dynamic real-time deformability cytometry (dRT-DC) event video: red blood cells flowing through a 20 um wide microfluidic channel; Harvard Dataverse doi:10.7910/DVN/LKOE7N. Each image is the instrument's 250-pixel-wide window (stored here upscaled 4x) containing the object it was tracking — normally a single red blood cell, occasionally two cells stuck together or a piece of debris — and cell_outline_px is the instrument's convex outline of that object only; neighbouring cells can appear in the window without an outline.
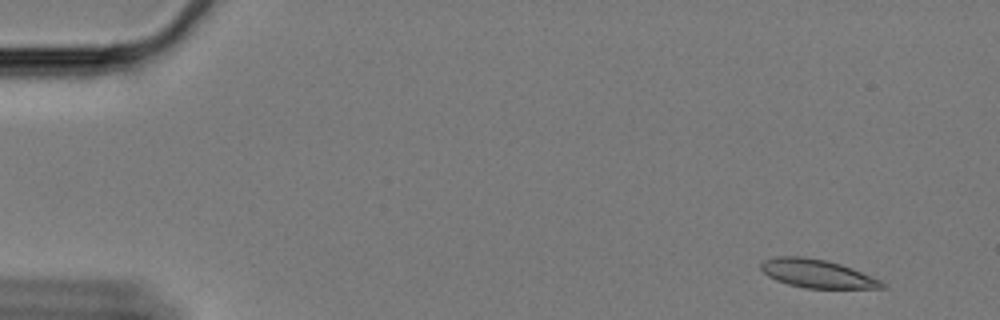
{"species": "Egyptian fruit bat (a non-hibernating species)", "species_latin": "Rousettus aegyptiacus", "temperature_condition": "cold", "stored_images_in_passage": 58, "camera_frame_rate_fps": 3000, "um_per_image_px": 0.085, "animal": {"sex": "female"}, "frame": {"image": 1, "passage_image": 1, "time_ms": 0.0, "image_size_px": [1000, 320], "cell_outline_px": [[884, 288], [804, 288], [788, 284], [776, 280], [768, 276], [760, 268], [760, 264], [764, 260], [776, 256], [804, 256], [828, 260], [852, 268], [880, 280], [884, 284]], "centroid_in_image_um": [69.41, 23.24], "position_along_channel_um": 15.6, "area_um2": 19.94}}
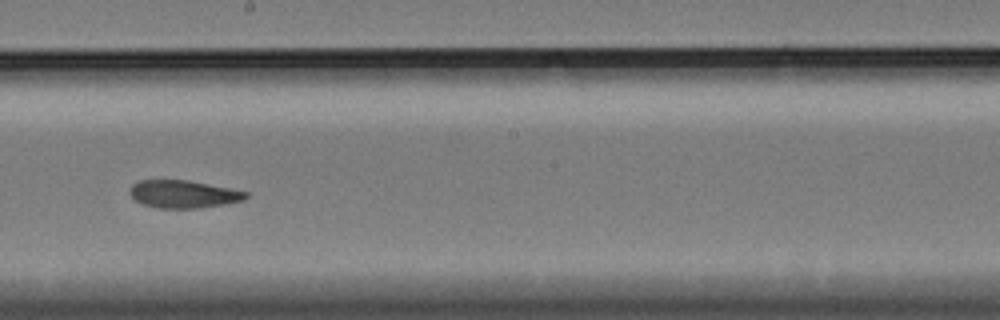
{"frame": {"image": 2, "passage_image": 31, "time_ms": 10.0, "image_size_px": [1000, 320], "cell_outline_px": [[248, 196], [244, 200], [224, 204], [200, 208], [156, 208], [144, 204], [136, 200], [128, 192], [132, 184], [140, 180], [188, 180], [232, 188], [248, 192]], "centroid_in_image_um": [15.61, 16.49], "position_along_channel_um": 232.6, "area_um2": 18.79}}
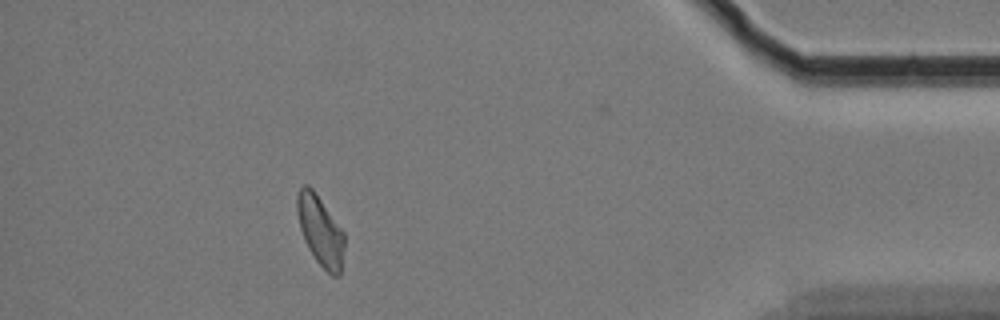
{"frame": {"image": 3, "passage_image": 51, "time_ms": 16.667, "image_size_px": [1000, 320], "cell_outline_px": [[344, 248], [340, 276], [332, 276], [316, 260], [308, 248], [304, 240], [300, 228], [296, 212], [296, 196], [300, 188], [304, 184], [308, 184], [312, 188], [344, 232]], "centroid_in_image_um": [27.21, 19.6], "position_along_channel_um": 408.0, "area_um2": 19.19}, "authors_computed_cell_mechanics": {"area_um2": 19.7387, "velocity_mm_per_s": 3.3181, "shape_relaxation_time_tau1_ms": 10.5566, "shape_relaxation_time_tau2_ms": 4.4358, "deformation_change_tau1": 0.2069, "deformation_change_tau2": 0.0874}}